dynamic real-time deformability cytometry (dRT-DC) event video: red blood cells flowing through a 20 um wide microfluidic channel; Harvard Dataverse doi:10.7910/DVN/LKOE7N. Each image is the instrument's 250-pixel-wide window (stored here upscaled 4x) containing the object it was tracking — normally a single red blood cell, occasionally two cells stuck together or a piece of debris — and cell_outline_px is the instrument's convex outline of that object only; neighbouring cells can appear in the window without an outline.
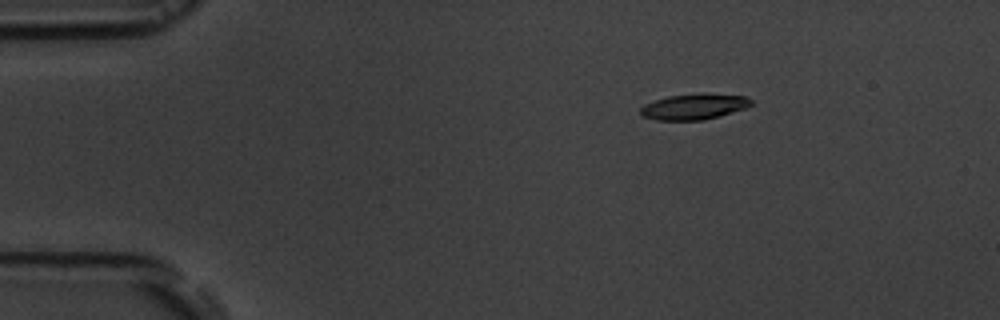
{"species": "common noctule bat (a hibernating species)", "species_latin": "Nyctalus noctula", "temperature_condition": "room temperature", "stored_images_in_passage": 4, "camera_frame_rate_fps": 3000, "um_per_image_px": 0.085, "animal": {"sex": "male", "body_mass_g": 19.5, "forearm_length_mm": 54.6}, "frame": {"image": 1, "passage_image": 2, "time_ms": 2.0, "image_size_px": [1000, 320], "cell_outline_px": [[752, 104], [744, 108], [720, 116], [704, 120], [656, 120], [640, 116], [640, 108], [644, 104], [668, 96], [704, 92], [744, 96], [752, 100]], "centroid_in_image_um": [58.97, 9.06], "position_along_channel_um": 26.0, "area_um2": 16.76}}